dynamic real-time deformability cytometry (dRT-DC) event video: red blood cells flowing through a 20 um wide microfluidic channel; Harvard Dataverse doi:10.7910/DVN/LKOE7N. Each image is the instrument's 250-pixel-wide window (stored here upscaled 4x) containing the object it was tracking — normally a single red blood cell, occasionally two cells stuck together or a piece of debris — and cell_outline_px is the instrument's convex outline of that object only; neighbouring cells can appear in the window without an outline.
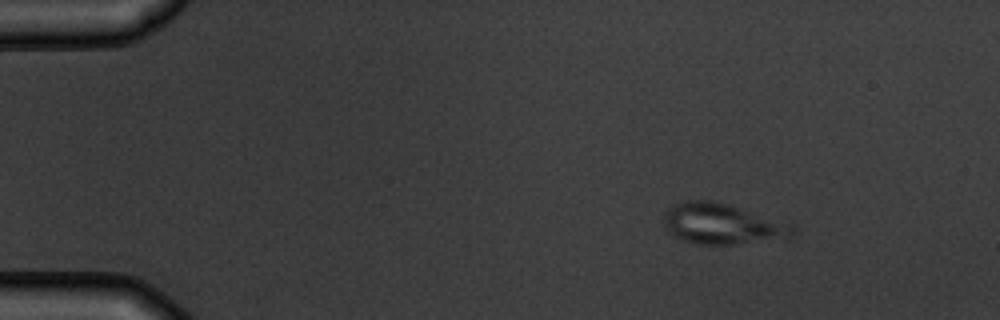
{"species": "common noctule bat (a hibernating species)", "species_latin": "Nyctalus noctula", "temperature_condition": "warm", "stored_images_in_passage": 5, "camera_frame_rate_fps": 3000, "um_per_image_px": 0.085, "animal": {"sex": "male", "body_mass_g": 19.5, "forearm_length_mm": 54.6}, "frame": {"image": 1, "passage_image": 2, "time_ms": 1.0, "image_size_px": [1000, 320], "cell_outline_px": [[796, 232], [792, 240], [732, 244], [696, 244], [680, 240], [672, 236], [668, 232], [664, 224], [664, 212], [668, 208], [676, 204], [688, 200], [712, 200], [788, 224], [796, 228]], "centroid_in_image_um": [61.39, 19.08], "position_along_channel_um": 23.6, "area_um2": 30.63}}